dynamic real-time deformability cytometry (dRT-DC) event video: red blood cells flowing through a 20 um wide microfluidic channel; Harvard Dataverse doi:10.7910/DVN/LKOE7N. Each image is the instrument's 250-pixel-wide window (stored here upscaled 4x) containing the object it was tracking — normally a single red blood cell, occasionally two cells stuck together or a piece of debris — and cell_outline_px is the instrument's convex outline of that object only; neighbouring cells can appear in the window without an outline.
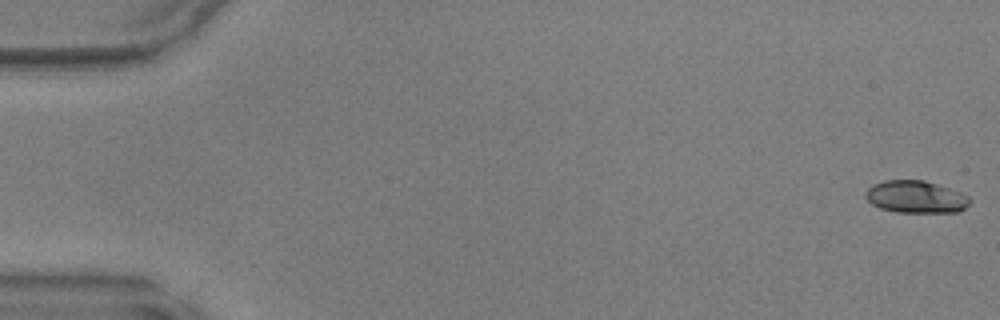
{"species": "common noctule bat (a hibernating species)", "species_latin": "Nyctalus noctula", "temperature_condition": "warm", "stored_images_in_passage": 10, "camera_frame_rate_fps": 3000, "um_per_image_px": 0.085, "animal": {"sex": "male", "body_mass_g": 17.9, "forearm_length_mm": 54.2}, "frame": {"image": 1, "passage_image": 1, "time_ms": 0.0, "image_size_px": [1000, 320], "cell_outline_px": [[972, 200], [964, 208], [956, 212], [896, 212], [880, 208], [872, 204], [864, 196], [864, 192], [868, 188], [884, 180], [924, 180], [960, 192], [968, 196]], "centroid_in_image_um": [77.83, 16.73], "position_along_channel_um": 7.2, "area_um2": 19.48}}